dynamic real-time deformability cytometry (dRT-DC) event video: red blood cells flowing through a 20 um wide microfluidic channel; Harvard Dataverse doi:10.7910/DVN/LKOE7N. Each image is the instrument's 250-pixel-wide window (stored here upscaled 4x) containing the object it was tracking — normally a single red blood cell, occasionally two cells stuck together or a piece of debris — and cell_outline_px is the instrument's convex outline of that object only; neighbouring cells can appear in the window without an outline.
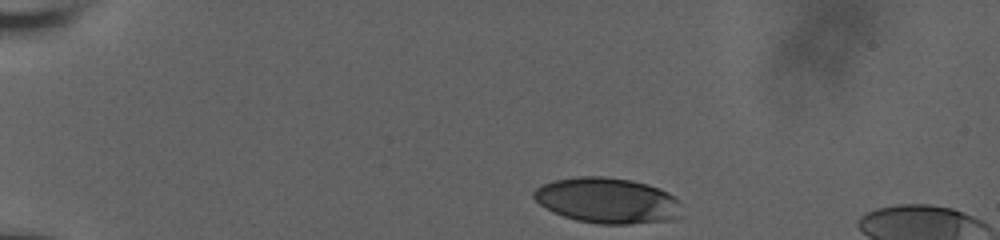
{"species": "human", "species_latin": "Homo sapiens", "temperature_condition": "room temperature", "stored_images_in_passage": 37, "camera_frame_rate_fps": 3000, "um_per_image_px": 0.085, "donor": {"sex": "male"}, "frame": {"image": 1, "passage_image": 1, "time_ms": 0.0, "image_size_px": [1000, 240], "cell_outline_px": [[680, 216], [676, 220], [628, 224], [596, 224], [576, 220], [552, 212], [544, 208], [532, 196], [532, 192], [536, 188], [552, 180], [576, 176], [604, 176], [632, 180], [648, 184], [660, 188], [676, 196], [680, 200]], "centroid_in_image_um": [51.65, 17.04], "position_along_channel_um": 33.4, "area_um2": 39.94}}
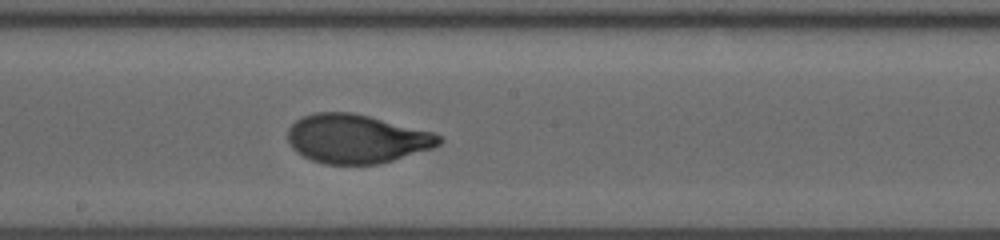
{"frame": {"image": 2, "passage_image": 22, "time_ms": 7.0, "image_size_px": [1000, 240], "cell_outline_px": [[444, 140], [440, 144], [432, 148], [380, 164], [324, 164], [312, 160], [296, 152], [292, 148], [288, 140], [288, 128], [296, 120], [312, 112], [352, 112], [432, 132], [444, 136]], "centroid_in_image_um": [30.3, 11.8], "position_along_channel_um": 217.9, "area_um2": 43.0}}
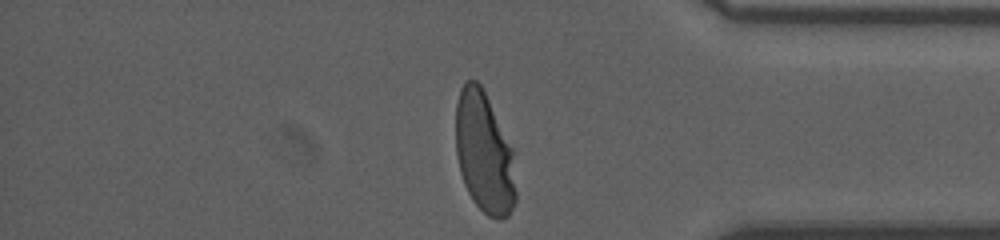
{"frame": {"image": 3, "passage_image": 37, "time_ms": 12.0, "image_size_px": [1000, 240], "cell_outline_px": [[516, 200], [508, 216], [500, 220], [496, 220], [488, 216], [472, 200], [464, 184], [460, 172], [456, 152], [456, 104], [460, 88], [464, 80], [476, 80], [480, 84], [516, 148]], "centroid_in_image_um": [41.21, 12.98], "position_along_channel_um": 394.0, "area_um2": 43.87}, "authors_computed_cell_mechanics": {"area_um2": 42.8298, "velocity_mm_per_s": 3.8064, "shape_relaxation_time_tau1_ms": 4.6191, "shape_relaxation_time_tau2_ms": null, "deformation_change_tau1": 0.2139, "deformation_change_tau2": null}}